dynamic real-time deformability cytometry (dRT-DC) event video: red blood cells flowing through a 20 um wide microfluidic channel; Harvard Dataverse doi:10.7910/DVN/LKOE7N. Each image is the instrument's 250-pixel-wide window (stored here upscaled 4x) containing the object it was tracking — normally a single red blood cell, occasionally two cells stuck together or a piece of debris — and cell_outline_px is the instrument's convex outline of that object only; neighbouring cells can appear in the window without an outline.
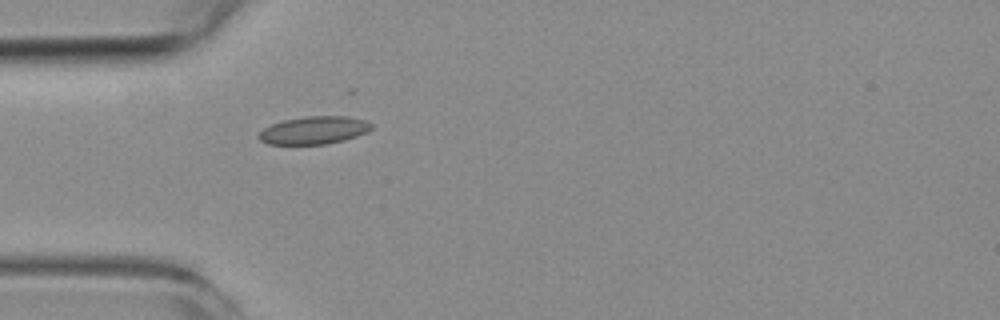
{"species": "common noctule bat (a hibernating species)", "species_latin": "Nyctalus noctula", "temperature_condition": "room temperature", "stored_images_in_passage": 4, "camera_frame_rate_fps": 3000, "um_per_image_px": 0.085, "animal": {"sex": "female", "body_mass_g": 19.3, "forearm_length_mm": 54.1}, "frame": {"image": 1, "passage_image": 4, "time_ms": 4.333, "image_size_px": [1000, 320], "cell_outline_px": [[372, 128], [356, 136], [344, 140], [328, 144], [268, 144], [260, 140], [256, 136], [264, 128], [272, 124], [284, 120], [304, 116], [348, 116], [364, 120], [372, 124]], "centroid_in_image_um": [26.66, 11.07], "position_along_channel_um": 58.3, "area_um2": 18.15}}